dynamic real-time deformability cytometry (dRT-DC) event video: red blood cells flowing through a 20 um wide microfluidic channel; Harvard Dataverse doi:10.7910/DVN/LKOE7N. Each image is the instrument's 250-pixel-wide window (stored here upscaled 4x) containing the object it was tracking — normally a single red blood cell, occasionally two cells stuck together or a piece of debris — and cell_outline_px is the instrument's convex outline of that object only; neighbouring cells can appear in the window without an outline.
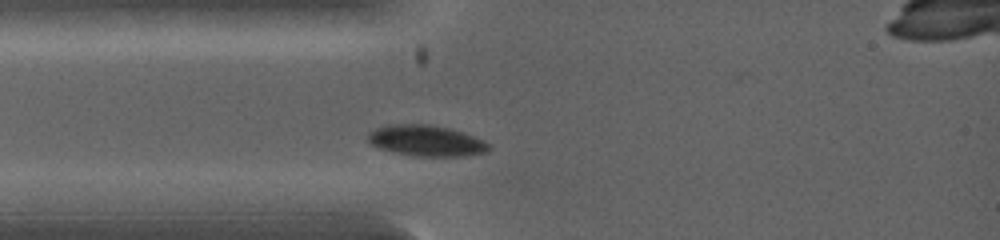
{"species": "common noctule bat (a hibernating species)", "species_latin": "Nyctalus noctula", "temperature_condition": "warm", "stored_images_in_passage": 2, "camera_frame_rate_fps": 5000, "um_per_image_px": 0.085, "animal": {"sex": "female", "body_mass_g": 19.0, "forearm_length_mm": 53.3}, "frame": {"image": 1, "passage_image": 1, "time_ms": 0.0, "image_size_px": [1000, 240], "cell_outline_px": [[492, 148], [488, 152], [464, 156], [420, 156], [396, 152], [380, 148], [372, 144], [368, 140], [368, 132], [376, 128], [388, 124], [428, 124], [448, 128], [472, 136], [488, 144]], "centroid_in_image_um": [36.22, 11.95], "position_along_channel_um": 48.8, "area_um2": 21.44}}